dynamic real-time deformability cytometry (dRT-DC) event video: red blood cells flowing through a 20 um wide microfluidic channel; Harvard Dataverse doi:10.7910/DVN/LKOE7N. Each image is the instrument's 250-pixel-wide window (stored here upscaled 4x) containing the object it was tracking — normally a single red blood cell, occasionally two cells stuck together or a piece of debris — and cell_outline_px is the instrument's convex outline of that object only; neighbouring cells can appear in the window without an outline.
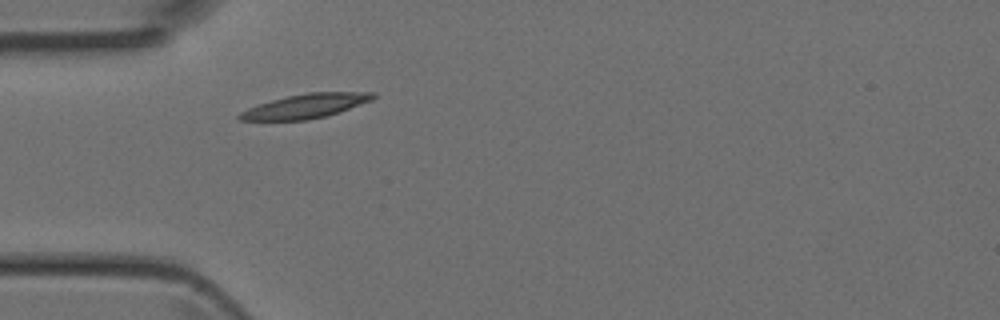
{"species": "Egyptian fruit bat (a non-hibernating species)", "species_latin": "Rousettus aegyptiacus", "temperature_condition": "room temperature", "stored_images_in_passage": 1, "camera_frame_rate_fps": 3000, "um_per_image_px": 0.085, "animal": {"sex": "female"}, "frame": {"image": 1, "passage_image": 1, "time_ms": 0.0, "image_size_px": [1000, 320], "cell_outline_px": [[376, 96], [372, 100], [340, 112], [308, 120], [240, 120], [236, 116], [240, 112], [248, 108], [272, 100], [288, 96], [308, 92], [376, 92]], "centroid_in_image_um": [26.0, 9.01], "position_along_channel_um": 59.0, "area_um2": 18.73}}